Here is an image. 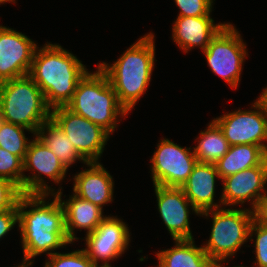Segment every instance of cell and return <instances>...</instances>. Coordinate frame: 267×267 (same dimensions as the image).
Instances as JSON below:
<instances>
[{
	"mask_svg": "<svg viewBox=\"0 0 267 267\" xmlns=\"http://www.w3.org/2000/svg\"><path fill=\"white\" fill-rule=\"evenodd\" d=\"M158 211L173 240L193 239L189 224L190 207L194 214L200 213L186 198L181 187L154 185ZM190 206V207H189Z\"/></svg>",
	"mask_w": 267,
	"mask_h": 267,
	"instance_id": "15",
	"label": "cell"
},
{
	"mask_svg": "<svg viewBox=\"0 0 267 267\" xmlns=\"http://www.w3.org/2000/svg\"><path fill=\"white\" fill-rule=\"evenodd\" d=\"M253 220L257 224H261L267 227V193L257 202L256 206L252 210Z\"/></svg>",
	"mask_w": 267,
	"mask_h": 267,
	"instance_id": "31",
	"label": "cell"
},
{
	"mask_svg": "<svg viewBox=\"0 0 267 267\" xmlns=\"http://www.w3.org/2000/svg\"><path fill=\"white\" fill-rule=\"evenodd\" d=\"M30 130L0 119V147L9 153L19 156L23 161L26 156L30 139L25 132Z\"/></svg>",
	"mask_w": 267,
	"mask_h": 267,
	"instance_id": "24",
	"label": "cell"
},
{
	"mask_svg": "<svg viewBox=\"0 0 267 267\" xmlns=\"http://www.w3.org/2000/svg\"><path fill=\"white\" fill-rule=\"evenodd\" d=\"M36 136L55 154L67 170L77 160L87 163L51 117L39 127Z\"/></svg>",
	"mask_w": 267,
	"mask_h": 267,
	"instance_id": "22",
	"label": "cell"
},
{
	"mask_svg": "<svg viewBox=\"0 0 267 267\" xmlns=\"http://www.w3.org/2000/svg\"><path fill=\"white\" fill-rule=\"evenodd\" d=\"M15 1H16V0H0V4H2V3L5 4L6 2H8V3H9V2L16 3Z\"/></svg>",
	"mask_w": 267,
	"mask_h": 267,
	"instance_id": "35",
	"label": "cell"
},
{
	"mask_svg": "<svg viewBox=\"0 0 267 267\" xmlns=\"http://www.w3.org/2000/svg\"><path fill=\"white\" fill-rule=\"evenodd\" d=\"M37 47L25 34L0 25V83L28 75Z\"/></svg>",
	"mask_w": 267,
	"mask_h": 267,
	"instance_id": "13",
	"label": "cell"
},
{
	"mask_svg": "<svg viewBox=\"0 0 267 267\" xmlns=\"http://www.w3.org/2000/svg\"><path fill=\"white\" fill-rule=\"evenodd\" d=\"M30 170L33 171L32 176L23 175V194L54 195L55 189L48 186L42 175L59 184L64 180L68 171L36 135L29 142L23 163V171Z\"/></svg>",
	"mask_w": 267,
	"mask_h": 267,
	"instance_id": "11",
	"label": "cell"
},
{
	"mask_svg": "<svg viewBox=\"0 0 267 267\" xmlns=\"http://www.w3.org/2000/svg\"><path fill=\"white\" fill-rule=\"evenodd\" d=\"M48 196L22 194L17 203L23 259L28 262L33 263L32 259L43 253L51 256L54 250L72 244L65 230L63 206L55 194L51 195V203L46 200Z\"/></svg>",
	"mask_w": 267,
	"mask_h": 267,
	"instance_id": "1",
	"label": "cell"
},
{
	"mask_svg": "<svg viewBox=\"0 0 267 267\" xmlns=\"http://www.w3.org/2000/svg\"><path fill=\"white\" fill-rule=\"evenodd\" d=\"M222 262L225 263L226 261H214L212 263V267H224ZM234 267H245V266H242V265L239 266L238 265V266H234Z\"/></svg>",
	"mask_w": 267,
	"mask_h": 267,
	"instance_id": "33",
	"label": "cell"
},
{
	"mask_svg": "<svg viewBox=\"0 0 267 267\" xmlns=\"http://www.w3.org/2000/svg\"><path fill=\"white\" fill-rule=\"evenodd\" d=\"M23 163L19 157L0 147V178H5L16 184L23 194Z\"/></svg>",
	"mask_w": 267,
	"mask_h": 267,
	"instance_id": "25",
	"label": "cell"
},
{
	"mask_svg": "<svg viewBox=\"0 0 267 267\" xmlns=\"http://www.w3.org/2000/svg\"><path fill=\"white\" fill-rule=\"evenodd\" d=\"M267 159V151L258 145L229 146L228 152L216 163L220 178L238 173L242 170L261 165Z\"/></svg>",
	"mask_w": 267,
	"mask_h": 267,
	"instance_id": "21",
	"label": "cell"
},
{
	"mask_svg": "<svg viewBox=\"0 0 267 267\" xmlns=\"http://www.w3.org/2000/svg\"><path fill=\"white\" fill-rule=\"evenodd\" d=\"M18 223L17 205L10 210L0 212V239Z\"/></svg>",
	"mask_w": 267,
	"mask_h": 267,
	"instance_id": "30",
	"label": "cell"
},
{
	"mask_svg": "<svg viewBox=\"0 0 267 267\" xmlns=\"http://www.w3.org/2000/svg\"><path fill=\"white\" fill-rule=\"evenodd\" d=\"M43 267H98L84 249L69 253L55 252L46 259Z\"/></svg>",
	"mask_w": 267,
	"mask_h": 267,
	"instance_id": "26",
	"label": "cell"
},
{
	"mask_svg": "<svg viewBox=\"0 0 267 267\" xmlns=\"http://www.w3.org/2000/svg\"><path fill=\"white\" fill-rule=\"evenodd\" d=\"M196 147L193 148L194 155L200 163H216L229 149V144L222 130L212 120L205 131H201Z\"/></svg>",
	"mask_w": 267,
	"mask_h": 267,
	"instance_id": "23",
	"label": "cell"
},
{
	"mask_svg": "<svg viewBox=\"0 0 267 267\" xmlns=\"http://www.w3.org/2000/svg\"><path fill=\"white\" fill-rule=\"evenodd\" d=\"M223 190L220 205H243L246 201L254 209L257 202L267 193V159L258 166H254L221 179Z\"/></svg>",
	"mask_w": 267,
	"mask_h": 267,
	"instance_id": "14",
	"label": "cell"
},
{
	"mask_svg": "<svg viewBox=\"0 0 267 267\" xmlns=\"http://www.w3.org/2000/svg\"><path fill=\"white\" fill-rule=\"evenodd\" d=\"M216 178L221 180L214 163L197 162L181 187L199 213L222 207L214 202Z\"/></svg>",
	"mask_w": 267,
	"mask_h": 267,
	"instance_id": "18",
	"label": "cell"
},
{
	"mask_svg": "<svg viewBox=\"0 0 267 267\" xmlns=\"http://www.w3.org/2000/svg\"><path fill=\"white\" fill-rule=\"evenodd\" d=\"M175 4L180 9L178 16H210L212 12L213 0H175Z\"/></svg>",
	"mask_w": 267,
	"mask_h": 267,
	"instance_id": "28",
	"label": "cell"
},
{
	"mask_svg": "<svg viewBox=\"0 0 267 267\" xmlns=\"http://www.w3.org/2000/svg\"><path fill=\"white\" fill-rule=\"evenodd\" d=\"M22 195L20 188L12 181L0 178V212L13 209Z\"/></svg>",
	"mask_w": 267,
	"mask_h": 267,
	"instance_id": "29",
	"label": "cell"
},
{
	"mask_svg": "<svg viewBox=\"0 0 267 267\" xmlns=\"http://www.w3.org/2000/svg\"><path fill=\"white\" fill-rule=\"evenodd\" d=\"M159 142L150 159L153 185L182 187L198 162L193 149L166 138Z\"/></svg>",
	"mask_w": 267,
	"mask_h": 267,
	"instance_id": "9",
	"label": "cell"
},
{
	"mask_svg": "<svg viewBox=\"0 0 267 267\" xmlns=\"http://www.w3.org/2000/svg\"><path fill=\"white\" fill-rule=\"evenodd\" d=\"M173 24V41L187 53L195 49L194 47L204 51L211 39L226 23L215 24L210 16H177Z\"/></svg>",
	"mask_w": 267,
	"mask_h": 267,
	"instance_id": "17",
	"label": "cell"
},
{
	"mask_svg": "<svg viewBox=\"0 0 267 267\" xmlns=\"http://www.w3.org/2000/svg\"><path fill=\"white\" fill-rule=\"evenodd\" d=\"M253 235L255 240H253ZM249 240L255 242V259L254 267H267V227L257 224L254 220L249 230Z\"/></svg>",
	"mask_w": 267,
	"mask_h": 267,
	"instance_id": "27",
	"label": "cell"
},
{
	"mask_svg": "<svg viewBox=\"0 0 267 267\" xmlns=\"http://www.w3.org/2000/svg\"><path fill=\"white\" fill-rule=\"evenodd\" d=\"M247 51L239 31L233 24L226 23L203 53L211 71L224 79L230 87L237 89Z\"/></svg>",
	"mask_w": 267,
	"mask_h": 267,
	"instance_id": "7",
	"label": "cell"
},
{
	"mask_svg": "<svg viewBox=\"0 0 267 267\" xmlns=\"http://www.w3.org/2000/svg\"><path fill=\"white\" fill-rule=\"evenodd\" d=\"M50 116L43 92L28 75L0 83V119L22 126L35 136Z\"/></svg>",
	"mask_w": 267,
	"mask_h": 267,
	"instance_id": "5",
	"label": "cell"
},
{
	"mask_svg": "<svg viewBox=\"0 0 267 267\" xmlns=\"http://www.w3.org/2000/svg\"><path fill=\"white\" fill-rule=\"evenodd\" d=\"M173 248L157 252V267H212L213 261L193 239H178Z\"/></svg>",
	"mask_w": 267,
	"mask_h": 267,
	"instance_id": "20",
	"label": "cell"
},
{
	"mask_svg": "<svg viewBox=\"0 0 267 267\" xmlns=\"http://www.w3.org/2000/svg\"><path fill=\"white\" fill-rule=\"evenodd\" d=\"M87 169L73 177V194L89 201L103 210L105 204L113 201L114 180L98 162H87Z\"/></svg>",
	"mask_w": 267,
	"mask_h": 267,
	"instance_id": "16",
	"label": "cell"
},
{
	"mask_svg": "<svg viewBox=\"0 0 267 267\" xmlns=\"http://www.w3.org/2000/svg\"><path fill=\"white\" fill-rule=\"evenodd\" d=\"M257 101L267 110V88H264Z\"/></svg>",
	"mask_w": 267,
	"mask_h": 267,
	"instance_id": "32",
	"label": "cell"
},
{
	"mask_svg": "<svg viewBox=\"0 0 267 267\" xmlns=\"http://www.w3.org/2000/svg\"><path fill=\"white\" fill-rule=\"evenodd\" d=\"M50 117L59 125L76 151L87 162H98L110 138L106 130L74 113L66 106L52 109Z\"/></svg>",
	"mask_w": 267,
	"mask_h": 267,
	"instance_id": "8",
	"label": "cell"
},
{
	"mask_svg": "<svg viewBox=\"0 0 267 267\" xmlns=\"http://www.w3.org/2000/svg\"><path fill=\"white\" fill-rule=\"evenodd\" d=\"M251 107L254 110L239 108L213 121L222 130L229 146L258 145L267 151V110L257 100Z\"/></svg>",
	"mask_w": 267,
	"mask_h": 267,
	"instance_id": "10",
	"label": "cell"
},
{
	"mask_svg": "<svg viewBox=\"0 0 267 267\" xmlns=\"http://www.w3.org/2000/svg\"><path fill=\"white\" fill-rule=\"evenodd\" d=\"M66 107L74 113L101 126L110 135L119 125L118 117H125L128 111L119 103L107 75L97 67L87 72L78 82L76 91Z\"/></svg>",
	"mask_w": 267,
	"mask_h": 267,
	"instance_id": "4",
	"label": "cell"
},
{
	"mask_svg": "<svg viewBox=\"0 0 267 267\" xmlns=\"http://www.w3.org/2000/svg\"><path fill=\"white\" fill-rule=\"evenodd\" d=\"M31 265H33L32 262H28V261L23 259L22 263L18 266H15V267H30Z\"/></svg>",
	"mask_w": 267,
	"mask_h": 267,
	"instance_id": "34",
	"label": "cell"
},
{
	"mask_svg": "<svg viewBox=\"0 0 267 267\" xmlns=\"http://www.w3.org/2000/svg\"><path fill=\"white\" fill-rule=\"evenodd\" d=\"M212 217V228L208 242L203 249L214 261H226L248 242L249 230L253 222L251 209L221 207L200 213V216ZM240 248V249H239Z\"/></svg>",
	"mask_w": 267,
	"mask_h": 267,
	"instance_id": "6",
	"label": "cell"
},
{
	"mask_svg": "<svg viewBox=\"0 0 267 267\" xmlns=\"http://www.w3.org/2000/svg\"><path fill=\"white\" fill-rule=\"evenodd\" d=\"M155 36L148 33L133 43L113 64L98 67L107 75L119 103L130 112L145 94L155 61Z\"/></svg>",
	"mask_w": 267,
	"mask_h": 267,
	"instance_id": "3",
	"label": "cell"
},
{
	"mask_svg": "<svg viewBox=\"0 0 267 267\" xmlns=\"http://www.w3.org/2000/svg\"><path fill=\"white\" fill-rule=\"evenodd\" d=\"M62 193V187H59L55 195L63 206L66 234L73 243L79 239L75 235V229L87 230L86 234H89L101 224L106 216L103 215L101 208L75 194L71 195L66 201L62 200Z\"/></svg>",
	"mask_w": 267,
	"mask_h": 267,
	"instance_id": "19",
	"label": "cell"
},
{
	"mask_svg": "<svg viewBox=\"0 0 267 267\" xmlns=\"http://www.w3.org/2000/svg\"><path fill=\"white\" fill-rule=\"evenodd\" d=\"M88 69L82 61L62 48L60 44L48 43L37 47L28 76L44 94L47 106L52 110L66 106L78 82Z\"/></svg>",
	"mask_w": 267,
	"mask_h": 267,
	"instance_id": "2",
	"label": "cell"
},
{
	"mask_svg": "<svg viewBox=\"0 0 267 267\" xmlns=\"http://www.w3.org/2000/svg\"><path fill=\"white\" fill-rule=\"evenodd\" d=\"M129 231L123 220L108 215L93 232L86 234L84 250L98 267H112L109 261L118 259L128 249ZM99 260L103 264L98 265Z\"/></svg>",
	"mask_w": 267,
	"mask_h": 267,
	"instance_id": "12",
	"label": "cell"
}]
</instances>
